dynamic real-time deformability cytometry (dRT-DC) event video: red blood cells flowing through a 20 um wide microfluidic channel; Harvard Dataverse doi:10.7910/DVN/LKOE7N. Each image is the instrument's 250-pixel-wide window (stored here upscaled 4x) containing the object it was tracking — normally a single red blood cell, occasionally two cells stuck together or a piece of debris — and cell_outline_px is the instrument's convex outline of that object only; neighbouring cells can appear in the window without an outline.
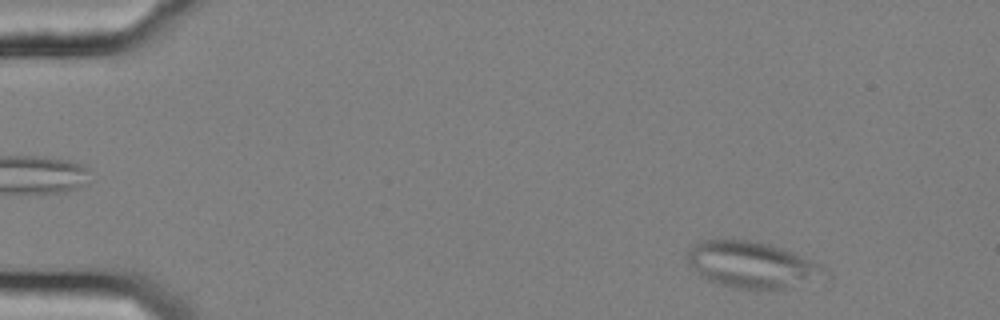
{"species": "common noctule bat (a hibernating species)", "species_latin": "Nyctalus noctula", "temperature_condition": "cold", "stored_images_in_passage": 52, "camera_frame_rate_fps": 3000, "um_per_image_px": 0.085, "animal": {"sex": "female", "body_mass_g": 25.1}, "frame": {"image": 1, "passage_image": 3, "time_ms": 0.667, "image_size_px": [1000, 320], "cell_outline_px": [[816, 264], [804, 276], [784, 288], [736, 288], [716, 284], [692, 272], [688, 260], [688, 252], [692, 244], [700, 240], [748, 240], [768, 244], [792, 252]], "centroid_in_image_um": [63.46, 22.44], "position_along_channel_um": 21.5, "area_um2": 34.16}}
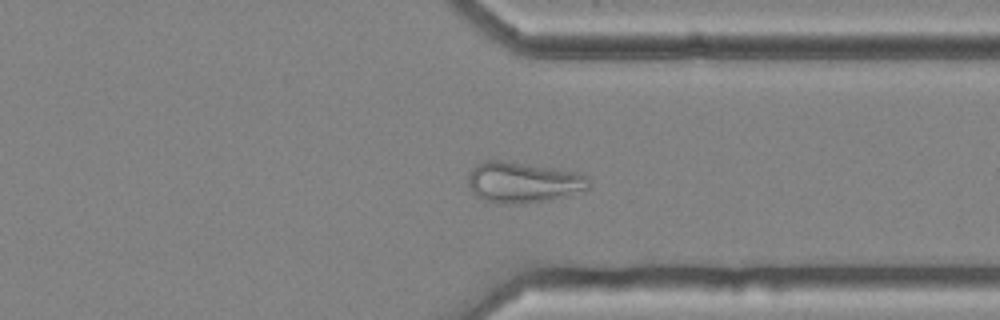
{"frame": {"image": 2, "passage_image": 40, "time_ms": 13.0, "image_size_px": [1000, 320], "cell_outline_px": [[592, 184], [588, 188], [568, 196], [548, 200], [524, 204], [504, 204], [484, 200], [476, 196], [472, 192], [468, 184], [468, 176], [472, 168], [476, 164], [484, 160], [504, 160], [572, 172], [588, 176]], "centroid_in_image_um": [44.43, 15.51], "position_along_channel_um": 367.0, "area_um2": 28.78}}
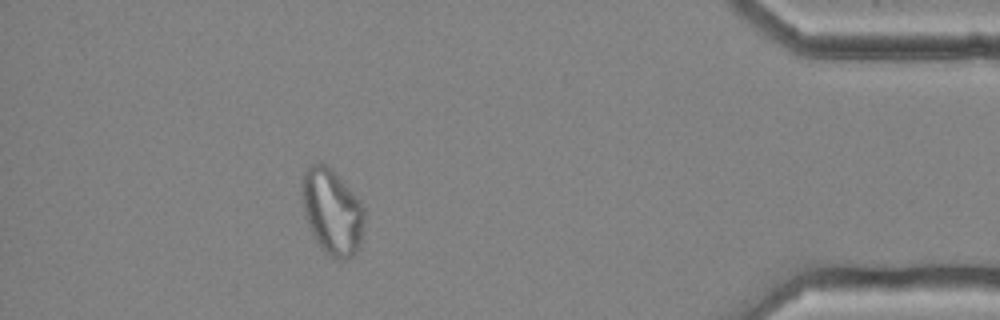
{"frame": {"image": 3, "passage_image": 47, "time_ms": 15.333, "image_size_px": [1000, 320], "cell_outline_px": [[364, 232], [360, 244], [356, 252], [352, 256], [344, 260], [328, 256], [316, 240], [308, 224], [304, 208], [300, 184], [304, 172], [312, 164], [324, 164], [360, 200], [364, 208]], "centroid_in_image_um": [28.24, 18.04], "position_along_channel_um": 407.0, "area_um2": 30.63}, "authors_computed_cell_mechanics": {"area_um2": 29.3335, "velocity_mm_per_s": 3.6089, "shape_relaxation_time_tau1_ms": null, "shape_relaxation_time_tau2_ms": 3.2991, "deformation_change_tau1": null, "deformation_change_tau2": 0.0927}}